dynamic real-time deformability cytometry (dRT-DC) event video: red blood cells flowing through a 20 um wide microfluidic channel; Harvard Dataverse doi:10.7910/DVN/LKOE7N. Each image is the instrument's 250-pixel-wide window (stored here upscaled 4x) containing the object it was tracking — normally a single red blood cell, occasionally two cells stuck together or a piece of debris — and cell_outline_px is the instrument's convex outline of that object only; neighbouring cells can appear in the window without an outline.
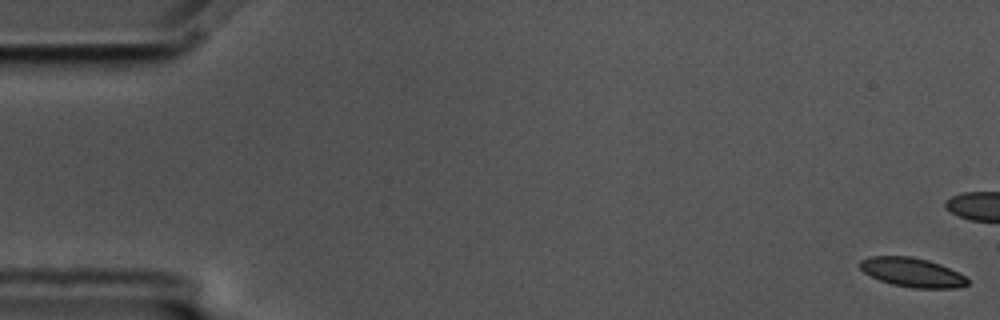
{"species": "common noctule bat (a hibernating species)", "species_latin": "Nyctalus noctula", "temperature_condition": "cold", "stored_images_in_passage": 29, "camera_frame_rate_fps": 3000, "um_per_image_px": 0.085, "animal": {"sex": "male", "body_mass_g": 17.5, "forearm_length_mm": 52.3}, "frame": {"image": 1, "passage_image": 1, "time_ms": 0.0, "image_size_px": [1000, 320], "cell_outline_px": [[968, 284], [956, 288], [912, 288], [892, 284], [880, 280], [864, 272], [860, 268], [860, 260], [868, 256], [912, 256], [928, 260], [940, 264], [964, 276], [968, 280]], "centroid_in_image_um": [77.51, 23.14], "position_along_channel_um": 7.5, "area_um2": 18.15}}